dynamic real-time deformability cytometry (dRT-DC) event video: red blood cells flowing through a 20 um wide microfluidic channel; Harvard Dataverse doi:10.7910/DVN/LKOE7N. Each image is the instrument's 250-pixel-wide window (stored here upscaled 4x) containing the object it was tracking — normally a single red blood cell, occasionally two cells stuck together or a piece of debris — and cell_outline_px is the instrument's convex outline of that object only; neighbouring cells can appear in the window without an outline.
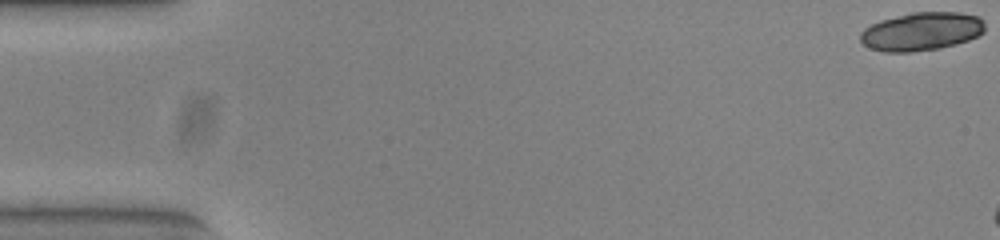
{"species": "common noctule bat (a hibernating species)", "species_latin": "Nyctalus noctula", "temperature_condition": "warm", "stored_images_in_passage": 6, "camera_frame_rate_fps": 3000, "um_per_image_px": 0.085, "animal": {"sex": "female", "body_mass_g": 23.0, "forearm_length_mm": 53.4}, "frame": {"image": 1, "passage_image": 1, "time_ms": 0.0, "image_size_px": [1000, 240], "cell_outline_px": [[984, 32], [968, 40], [956, 44], [940, 48], [912, 52], [884, 52], [872, 48], [864, 44], [860, 40], [860, 32], [864, 28], [880, 20], [912, 12], [960, 12], [980, 16], [984, 20]], "centroid_in_image_um": [78.34, 2.66], "position_along_channel_um": 6.7, "area_um2": 27.92}}